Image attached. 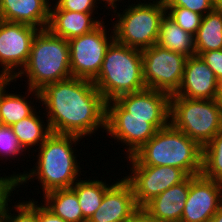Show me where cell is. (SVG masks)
<instances>
[{
  "instance_id": "obj_37",
  "label": "cell",
  "mask_w": 222,
  "mask_h": 222,
  "mask_svg": "<svg viewBox=\"0 0 222 222\" xmlns=\"http://www.w3.org/2000/svg\"><path fill=\"white\" fill-rule=\"evenodd\" d=\"M209 222H222V203Z\"/></svg>"
},
{
  "instance_id": "obj_16",
  "label": "cell",
  "mask_w": 222,
  "mask_h": 222,
  "mask_svg": "<svg viewBox=\"0 0 222 222\" xmlns=\"http://www.w3.org/2000/svg\"><path fill=\"white\" fill-rule=\"evenodd\" d=\"M156 131L150 124V118L139 117H106V130H103L118 143L127 145L126 159L148 142Z\"/></svg>"
},
{
  "instance_id": "obj_10",
  "label": "cell",
  "mask_w": 222,
  "mask_h": 222,
  "mask_svg": "<svg viewBox=\"0 0 222 222\" xmlns=\"http://www.w3.org/2000/svg\"><path fill=\"white\" fill-rule=\"evenodd\" d=\"M187 58L158 44L142 50L146 88L175 94L181 86Z\"/></svg>"
},
{
  "instance_id": "obj_28",
  "label": "cell",
  "mask_w": 222,
  "mask_h": 222,
  "mask_svg": "<svg viewBox=\"0 0 222 222\" xmlns=\"http://www.w3.org/2000/svg\"><path fill=\"white\" fill-rule=\"evenodd\" d=\"M166 15L184 31L195 36L202 20V15L183 7H166Z\"/></svg>"
},
{
  "instance_id": "obj_13",
  "label": "cell",
  "mask_w": 222,
  "mask_h": 222,
  "mask_svg": "<svg viewBox=\"0 0 222 222\" xmlns=\"http://www.w3.org/2000/svg\"><path fill=\"white\" fill-rule=\"evenodd\" d=\"M222 203V183L190 176L189 194L180 222H209Z\"/></svg>"
},
{
  "instance_id": "obj_33",
  "label": "cell",
  "mask_w": 222,
  "mask_h": 222,
  "mask_svg": "<svg viewBox=\"0 0 222 222\" xmlns=\"http://www.w3.org/2000/svg\"><path fill=\"white\" fill-rule=\"evenodd\" d=\"M2 175V174H0ZM16 190V182L10 176L0 177V208L5 207V203L10 201L11 195L15 194L13 191Z\"/></svg>"
},
{
  "instance_id": "obj_27",
  "label": "cell",
  "mask_w": 222,
  "mask_h": 222,
  "mask_svg": "<svg viewBox=\"0 0 222 222\" xmlns=\"http://www.w3.org/2000/svg\"><path fill=\"white\" fill-rule=\"evenodd\" d=\"M36 199L29 201H22L17 203L14 208L15 212L18 214L11 213L12 210L8 206L7 201L5 203L4 212L2 216V220L4 222H38V201L35 202ZM13 215V216H12ZM15 215V216H14Z\"/></svg>"
},
{
  "instance_id": "obj_21",
  "label": "cell",
  "mask_w": 222,
  "mask_h": 222,
  "mask_svg": "<svg viewBox=\"0 0 222 222\" xmlns=\"http://www.w3.org/2000/svg\"><path fill=\"white\" fill-rule=\"evenodd\" d=\"M11 82L13 79H0V115L4 125L9 127L37 110L35 106L31 105L33 104L31 100L30 102L29 99L27 100V96L13 94L6 90L7 86L10 87Z\"/></svg>"
},
{
  "instance_id": "obj_24",
  "label": "cell",
  "mask_w": 222,
  "mask_h": 222,
  "mask_svg": "<svg viewBox=\"0 0 222 222\" xmlns=\"http://www.w3.org/2000/svg\"><path fill=\"white\" fill-rule=\"evenodd\" d=\"M36 110L28 117L11 126L21 147L25 150L33 146H41L46 138L52 133L49 125L44 124V120L37 115Z\"/></svg>"
},
{
  "instance_id": "obj_40",
  "label": "cell",
  "mask_w": 222,
  "mask_h": 222,
  "mask_svg": "<svg viewBox=\"0 0 222 222\" xmlns=\"http://www.w3.org/2000/svg\"><path fill=\"white\" fill-rule=\"evenodd\" d=\"M3 212H4V208H0V222L2 221Z\"/></svg>"
},
{
  "instance_id": "obj_30",
  "label": "cell",
  "mask_w": 222,
  "mask_h": 222,
  "mask_svg": "<svg viewBox=\"0 0 222 222\" xmlns=\"http://www.w3.org/2000/svg\"><path fill=\"white\" fill-rule=\"evenodd\" d=\"M98 0H56L54 6L50 5V10L76 11L82 13H95L97 11ZM54 7V8H53Z\"/></svg>"
},
{
  "instance_id": "obj_3",
  "label": "cell",
  "mask_w": 222,
  "mask_h": 222,
  "mask_svg": "<svg viewBox=\"0 0 222 222\" xmlns=\"http://www.w3.org/2000/svg\"><path fill=\"white\" fill-rule=\"evenodd\" d=\"M22 76L27 77V96L30 93L37 101L40 100L39 90L46 84L71 78L68 40L55 36L47 28L39 30L27 64L13 80L16 82Z\"/></svg>"
},
{
  "instance_id": "obj_29",
  "label": "cell",
  "mask_w": 222,
  "mask_h": 222,
  "mask_svg": "<svg viewBox=\"0 0 222 222\" xmlns=\"http://www.w3.org/2000/svg\"><path fill=\"white\" fill-rule=\"evenodd\" d=\"M25 150L21 147L16 135L11 127L4 125L0 128V159L5 158V162L12 157L24 155ZM4 158H3V157ZM8 157V158H7Z\"/></svg>"
},
{
  "instance_id": "obj_38",
  "label": "cell",
  "mask_w": 222,
  "mask_h": 222,
  "mask_svg": "<svg viewBox=\"0 0 222 222\" xmlns=\"http://www.w3.org/2000/svg\"><path fill=\"white\" fill-rule=\"evenodd\" d=\"M98 1H99V3H102V1L105 2L104 7H107L109 10V7H110V9L117 8L118 3L122 0H102V1L98 0ZM117 1H118V3L116 4ZM106 5H108V6H106Z\"/></svg>"
},
{
  "instance_id": "obj_22",
  "label": "cell",
  "mask_w": 222,
  "mask_h": 222,
  "mask_svg": "<svg viewBox=\"0 0 222 222\" xmlns=\"http://www.w3.org/2000/svg\"><path fill=\"white\" fill-rule=\"evenodd\" d=\"M157 44L173 52L183 54L186 57L196 55L194 36L184 31L166 14L160 23Z\"/></svg>"
},
{
  "instance_id": "obj_9",
  "label": "cell",
  "mask_w": 222,
  "mask_h": 222,
  "mask_svg": "<svg viewBox=\"0 0 222 222\" xmlns=\"http://www.w3.org/2000/svg\"><path fill=\"white\" fill-rule=\"evenodd\" d=\"M110 30L112 35L103 21L91 32L68 40L72 77L90 81L97 78L105 53L115 40L114 30Z\"/></svg>"
},
{
  "instance_id": "obj_1",
  "label": "cell",
  "mask_w": 222,
  "mask_h": 222,
  "mask_svg": "<svg viewBox=\"0 0 222 222\" xmlns=\"http://www.w3.org/2000/svg\"><path fill=\"white\" fill-rule=\"evenodd\" d=\"M39 94L51 132L84 138L106 130V102L93 81L71 77L46 84Z\"/></svg>"
},
{
  "instance_id": "obj_2",
  "label": "cell",
  "mask_w": 222,
  "mask_h": 222,
  "mask_svg": "<svg viewBox=\"0 0 222 222\" xmlns=\"http://www.w3.org/2000/svg\"><path fill=\"white\" fill-rule=\"evenodd\" d=\"M80 139L82 140V137L76 135L52 132L37 149L36 166L27 173L14 172L13 175H9L16 182V190L20 185L25 186L29 180L31 182L35 179L42 186V195L56 189L71 188L80 179L78 177L81 174L76 149L73 148L81 141Z\"/></svg>"
},
{
  "instance_id": "obj_5",
  "label": "cell",
  "mask_w": 222,
  "mask_h": 222,
  "mask_svg": "<svg viewBox=\"0 0 222 222\" xmlns=\"http://www.w3.org/2000/svg\"><path fill=\"white\" fill-rule=\"evenodd\" d=\"M93 84L106 103L119 96L144 90L142 51L114 40L105 53Z\"/></svg>"
},
{
  "instance_id": "obj_14",
  "label": "cell",
  "mask_w": 222,
  "mask_h": 222,
  "mask_svg": "<svg viewBox=\"0 0 222 222\" xmlns=\"http://www.w3.org/2000/svg\"><path fill=\"white\" fill-rule=\"evenodd\" d=\"M117 180L87 222H125L138 209L131 184L125 178Z\"/></svg>"
},
{
  "instance_id": "obj_11",
  "label": "cell",
  "mask_w": 222,
  "mask_h": 222,
  "mask_svg": "<svg viewBox=\"0 0 222 222\" xmlns=\"http://www.w3.org/2000/svg\"><path fill=\"white\" fill-rule=\"evenodd\" d=\"M38 31L31 25L0 19V79H14L25 67Z\"/></svg>"
},
{
  "instance_id": "obj_20",
  "label": "cell",
  "mask_w": 222,
  "mask_h": 222,
  "mask_svg": "<svg viewBox=\"0 0 222 222\" xmlns=\"http://www.w3.org/2000/svg\"><path fill=\"white\" fill-rule=\"evenodd\" d=\"M43 205L67 222H87L72 188L56 189L43 195Z\"/></svg>"
},
{
  "instance_id": "obj_18",
  "label": "cell",
  "mask_w": 222,
  "mask_h": 222,
  "mask_svg": "<svg viewBox=\"0 0 222 222\" xmlns=\"http://www.w3.org/2000/svg\"><path fill=\"white\" fill-rule=\"evenodd\" d=\"M190 176L148 202L143 209L157 222H180L189 194Z\"/></svg>"
},
{
  "instance_id": "obj_39",
  "label": "cell",
  "mask_w": 222,
  "mask_h": 222,
  "mask_svg": "<svg viewBox=\"0 0 222 222\" xmlns=\"http://www.w3.org/2000/svg\"><path fill=\"white\" fill-rule=\"evenodd\" d=\"M214 9L222 13V0H214Z\"/></svg>"
},
{
  "instance_id": "obj_25",
  "label": "cell",
  "mask_w": 222,
  "mask_h": 222,
  "mask_svg": "<svg viewBox=\"0 0 222 222\" xmlns=\"http://www.w3.org/2000/svg\"><path fill=\"white\" fill-rule=\"evenodd\" d=\"M105 180H77L72 189L75 191L83 217L88 221L101 205L106 190L111 186Z\"/></svg>"
},
{
  "instance_id": "obj_15",
  "label": "cell",
  "mask_w": 222,
  "mask_h": 222,
  "mask_svg": "<svg viewBox=\"0 0 222 222\" xmlns=\"http://www.w3.org/2000/svg\"><path fill=\"white\" fill-rule=\"evenodd\" d=\"M219 85L214 72L200 56H190L185 63L181 86L173 95L188 99L212 100L216 97Z\"/></svg>"
},
{
  "instance_id": "obj_34",
  "label": "cell",
  "mask_w": 222,
  "mask_h": 222,
  "mask_svg": "<svg viewBox=\"0 0 222 222\" xmlns=\"http://www.w3.org/2000/svg\"><path fill=\"white\" fill-rule=\"evenodd\" d=\"M38 204V222H67L61 217L54 215L43 203Z\"/></svg>"
},
{
  "instance_id": "obj_6",
  "label": "cell",
  "mask_w": 222,
  "mask_h": 222,
  "mask_svg": "<svg viewBox=\"0 0 222 222\" xmlns=\"http://www.w3.org/2000/svg\"><path fill=\"white\" fill-rule=\"evenodd\" d=\"M143 1L130 4L122 14L116 12L117 8H113L115 14H112L115 16L117 13L115 17L118 19L112 24L115 40L141 51L157 44L160 23L166 14L163 1Z\"/></svg>"
},
{
  "instance_id": "obj_4",
  "label": "cell",
  "mask_w": 222,
  "mask_h": 222,
  "mask_svg": "<svg viewBox=\"0 0 222 222\" xmlns=\"http://www.w3.org/2000/svg\"><path fill=\"white\" fill-rule=\"evenodd\" d=\"M203 148L171 123L155 135L131 157L139 165L172 166L188 176L202 173Z\"/></svg>"
},
{
  "instance_id": "obj_23",
  "label": "cell",
  "mask_w": 222,
  "mask_h": 222,
  "mask_svg": "<svg viewBox=\"0 0 222 222\" xmlns=\"http://www.w3.org/2000/svg\"><path fill=\"white\" fill-rule=\"evenodd\" d=\"M196 55L222 49V13L213 9L202 17L194 36Z\"/></svg>"
},
{
  "instance_id": "obj_32",
  "label": "cell",
  "mask_w": 222,
  "mask_h": 222,
  "mask_svg": "<svg viewBox=\"0 0 222 222\" xmlns=\"http://www.w3.org/2000/svg\"><path fill=\"white\" fill-rule=\"evenodd\" d=\"M199 56L214 72L218 82L222 84V49L202 52Z\"/></svg>"
},
{
  "instance_id": "obj_26",
  "label": "cell",
  "mask_w": 222,
  "mask_h": 222,
  "mask_svg": "<svg viewBox=\"0 0 222 222\" xmlns=\"http://www.w3.org/2000/svg\"><path fill=\"white\" fill-rule=\"evenodd\" d=\"M201 174L222 183V130L203 147Z\"/></svg>"
},
{
  "instance_id": "obj_12",
  "label": "cell",
  "mask_w": 222,
  "mask_h": 222,
  "mask_svg": "<svg viewBox=\"0 0 222 222\" xmlns=\"http://www.w3.org/2000/svg\"><path fill=\"white\" fill-rule=\"evenodd\" d=\"M130 174L124 178L131 184L138 208H143L152 199L168 188L182 182L188 175L172 166L139 165L131 156Z\"/></svg>"
},
{
  "instance_id": "obj_41",
  "label": "cell",
  "mask_w": 222,
  "mask_h": 222,
  "mask_svg": "<svg viewBox=\"0 0 222 222\" xmlns=\"http://www.w3.org/2000/svg\"><path fill=\"white\" fill-rule=\"evenodd\" d=\"M4 126L2 116L0 115V128Z\"/></svg>"
},
{
  "instance_id": "obj_7",
  "label": "cell",
  "mask_w": 222,
  "mask_h": 222,
  "mask_svg": "<svg viewBox=\"0 0 222 222\" xmlns=\"http://www.w3.org/2000/svg\"><path fill=\"white\" fill-rule=\"evenodd\" d=\"M170 123L202 148L222 130V115L215 99L170 97Z\"/></svg>"
},
{
  "instance_id": "obj_36",
  "label": "cell",
  "mask_w": 222,
  "mask_h": 222,
  "mask_svg": "<svg viewBox=\"0 0 222 222\" xmlns=\"http://www.w3.org/2000/svg\"><path fill=\"white\" fill-rule=\"evenodd\" d=\"M215 101L222 115V84L219 85L218 91L216 93Z\"/></svg>"
},
{
  "instance_id": "obj_31",
  "label": "cell",
  "mask_w": 222,
  "mask_h": 222,
  "mask_svg": "<svg viewBox=\"0 0 222 222\" xmlns=\"http://www.w3.org/2000/svg\"><path fill=\"white\" fill-rule=\"evenodd\" d=\"M165 7H183L202 16L214 9V0H164Z\"/></svg>"
},
{
  "instance_id": "obj_17",
  "label": "cell",
  "mask_w": 222,
  "mask_h": 222,
  "mask_svg": "<svg viewBox=\"0 0 222 222\" xmlns=\"http://www.w3.org/2000/svg\"><path fill=\"white\" fill-rule=\"evenodd\" d=\"M50 0H0V19L46 29L49 23Z\"/></svg>"
},
{
  "instance_id": "obj_35",
  "label": "cell",
  "mask_w": 222,
  "mask_h": 222,
  "mask_svg": "<svg viewBox=\"0 0 222 222\" xmlns=\"http://www.w3.org/2000/svg\"><path fill=\"white\" fill-rule=\"evenodd\" d=\"M125 222H157L143 208H138Z\"/></svg>"
},
{
  "instance_id": "obj_8",
  "label": "cell",
  "mask_w": 222,
  "mask_h": 222,
  "mask_svg": "<svg viewBox=\"0 0 222 222\" xmlns=\"http://www.w3.org/2000/svg\"><path fill=\"white\" fill-rule=\"evenodd\" d=\"M170 97L148 88L125 94L106 103V117L150 118V124L160 130L170 123Z\"/></svg>"
},
{
  "instance_id": "obj_19",
  "label": "cell",
  "mask_w": 222,
  "mask_h": 222,
  "mask_svg": "<svg viewBox=\"0 0 222 222\" xmlns=\"http://www.w3.org/2000/svg\"><path fill=\"white\" fill-rule=\"evenodd\" d=\"M93 15V18H92ZM104 19H95L93 13L50 10L47 29L55 36L70 40L95 29Z\"/></svg>"
}]
</instances>
